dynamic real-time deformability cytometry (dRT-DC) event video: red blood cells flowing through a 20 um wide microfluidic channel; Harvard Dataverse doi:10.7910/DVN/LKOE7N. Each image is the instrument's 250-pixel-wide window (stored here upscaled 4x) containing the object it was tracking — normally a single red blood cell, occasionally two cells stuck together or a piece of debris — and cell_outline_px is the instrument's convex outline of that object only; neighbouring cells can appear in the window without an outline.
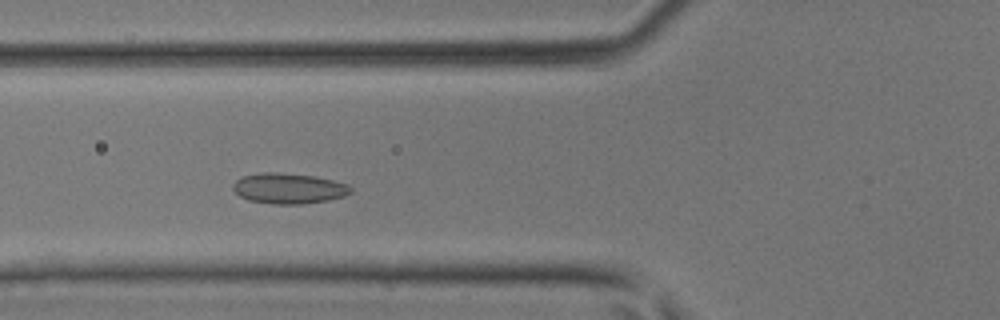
{"species": "common noctule bat (a hibernating species)", "species_latin": "Nyctalus noctula", "temperature_condition": "room temperature", "stored_images_in_passage": 39, "camera_frame_rate_fps": 3000, "um_per_image_px": 0.085, "animal": {"sex": "male", "body_mass_g": 17.9, "forearm_length_mm": 54.2}, "frame": {"image": 1, "passage_image": 11, "time_ms": 3.333, "image_size_px": [1000, 320], "cell_outline_px": [[352, 192], [344, 196], [328, 200], [300, 204], [272, 204], [248, 200], [240, 196], [232, 188], [232, 184], [236, 180], [244, 176], [260, 172], [276, 172], [312, 176], [332, 180], [348, 184], [352, 188]], "centroid_in_image_um": [24.53, 16.01], "position_along_channel_um": 101.3, "area_um2": 20.87}}
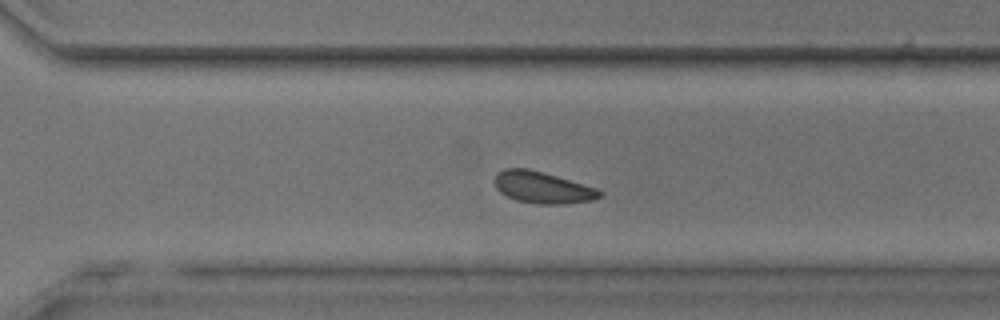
{"frame": {"image": 2, "passage_image": 26, "time_ms": 8.333, "image_size_px": [1000, 320], "cell_outline_px": [[604, 192], [600, 196], [592, 200], [564, 204], [536, 204], [516, 200], [500, 192], [496, 188], [496, 172], [504, 168], [528, 168], [544, 172], [596, 188]], "centroid_in_image_um": [46.1, 15.93], "position_along_channel_um": 324.5, "area_um2": 19.31}}
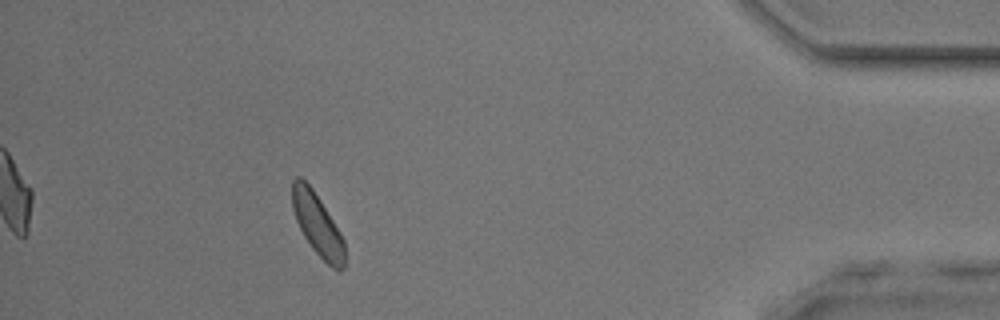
{"frame": {"image": 3, "passage_image": 35, "time_ms": 11.333, "image_size_px": [1000, 320], "cell_outline_px": [[344, 268], [340, 272], [336, 272], [312, 248], [304, 236], [296, 220], [292, 208], [292, 180], [296, 176], [300, 176], [312, 188], [320, 200], [340, 232], [344, 240]], "centroid_in_image_um": [26.98, 19.1], "position_along_channel_um": 408.2, "area_um2": 18.84}}